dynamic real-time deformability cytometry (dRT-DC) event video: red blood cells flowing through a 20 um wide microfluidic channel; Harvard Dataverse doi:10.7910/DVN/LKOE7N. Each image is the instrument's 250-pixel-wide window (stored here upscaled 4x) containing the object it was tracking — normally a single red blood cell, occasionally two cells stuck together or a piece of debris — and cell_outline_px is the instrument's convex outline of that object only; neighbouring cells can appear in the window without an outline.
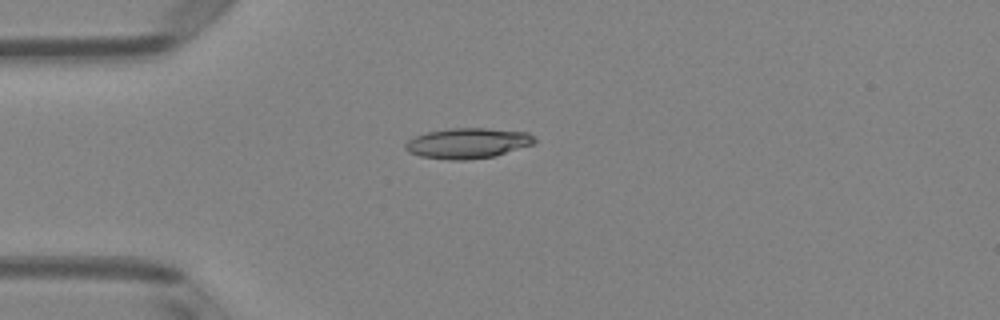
{"species": "Egyptian fruit bat (a non-hibernating species)", "species_latin": "Rousettus aegyptiacus", "temperature_condition": "room temperature", "stored_images_in_passage": 50, "camera_frame_rate_fps": 3000, "um_per_image_px": 0.085, "animal": {"sex": "female"}, "frame": {"image": 1, "passage_image": 13, "time_ms": 4.0, "image_size_px": [1000, 320], "cell_outline_px": [[536, 140], [532, 144], [496, 156], [464, 160], [448, 160], [420, 156], [408, 152], [404, 148], [404, 144], [408, 140], [416, 136], [428, 132], [452, 128], [488, 128], [528, 132]], "centroid_in_image_um": [39.73, 12.17], "position_along_channel_um": 45.3, "area_um2": 22.83}}
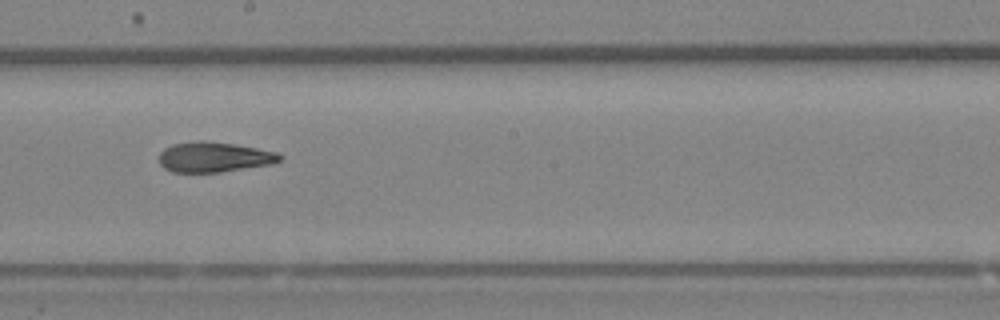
{"frame": {"image": 2, "passage_image": 28, "time_ms": 9.0, "image_size_px": [1000, 320], "cell_outline_px": [[284, 156], [280, 160], [272, 164], [220, 172], [172, 172], [164, 168], [160, 164], [160, 152], [164, 148], [172, 144], [200, 140], [232, 144], [256, 148], [276, 152]], "centroid_in_image_um": [18.18, 13.35], "position_along_channel_um": 230.0, "area_um2": 21.1}}
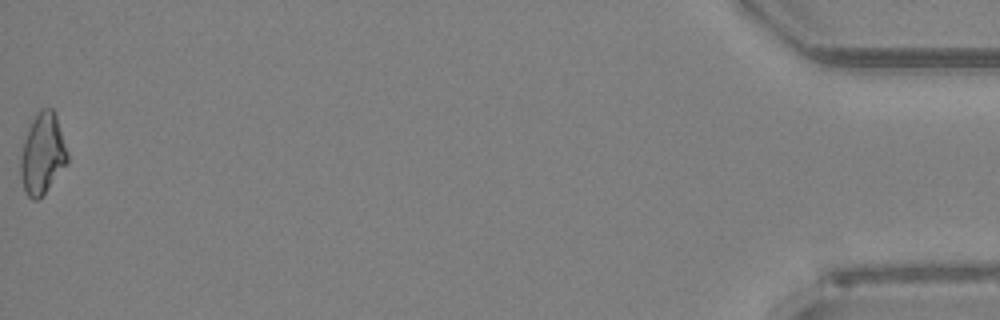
{"frame": {"image": 3, "passage_image": 50, "time_ms": 16.333, "image_size_px": [1000, 320], "cell_outline_px": [[68, 164], [44, 192], [36, 200], [32, 200], [24, 192], [20, 172], [20, 156], [24, 140], [32, 120], [36, 112], [40, 108], [52, 108], [56, 116], [68, 152]], "centroid_in_image_um": [3.61, 13.07], "position_along_channel_um": 431.6, "area_um2": 22.02}, "authors_computed_cell_mechanics": {"area_um2": 21.6461, "velocity_mm_per_s": 4.0849, "shape_relaxation_time_tau1_ms": 10.9296, "shape_relaxation_time_tau2_ms": 4.4658, "deformation_change_tau1": 0.2237, "deformation_change_tau2": 0.125}}